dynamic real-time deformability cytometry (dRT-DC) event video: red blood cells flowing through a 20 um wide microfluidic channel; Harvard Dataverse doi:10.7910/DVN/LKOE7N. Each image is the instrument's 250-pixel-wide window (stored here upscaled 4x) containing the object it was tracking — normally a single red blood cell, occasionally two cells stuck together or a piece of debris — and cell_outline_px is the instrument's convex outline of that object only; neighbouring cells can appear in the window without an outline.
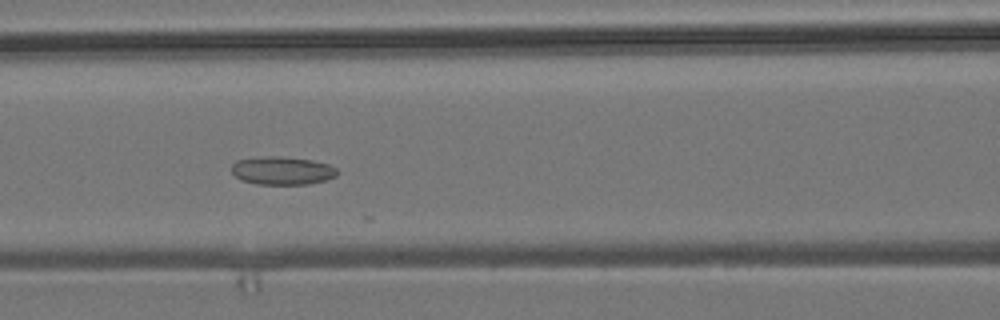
{"species": "common noctule bat (a hibernating species)", "species_latin": "Nyctalus noctula", "temperature_condition": "room temperature", "stored_images_in_passage": 17, "camera_frame_rate_fps": 3000, "um_per_image_px": 0.085, "animal": {"sex": "male", "body_mass_g": 19.2, "forearm_length_mm": 51.8}, "frame": {"image": 1, "passage_image": 12, "time_ms": 3.667, "image_size_px": [1000, 320], "cell_outline_px": [[336, 176], [324, 180], [308, 184], [256, 184], [240, 180], [232, 172], [232, 164], [236, 160], [260, 156], [280, 156], [312, 160], [328, 164], [336, 168]], "centroid_in_image_um": [23.95, 14.49], "position_along_channel_um": 142.7, "area_um2": 17.34}}
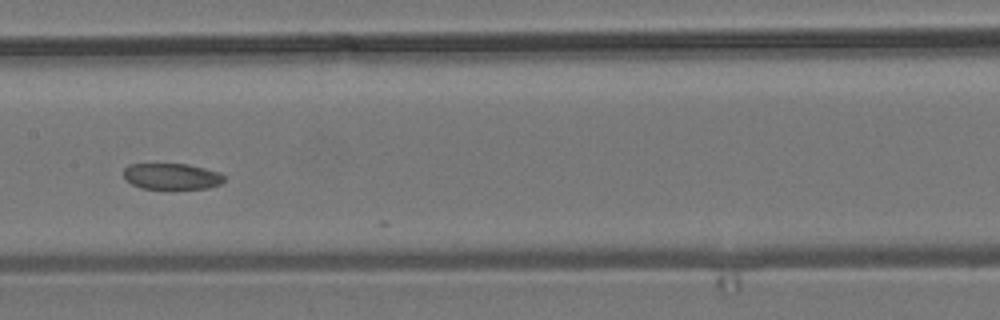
{"frame": {"image": 2, "passage_image": 16, "time_ms": 5.0, "image_size_px": [1000, 320], "cell_outline_px": [[224, 180], [220, 184], [208, 188], [140, 188], [124, 180], [124, 168], [128, 164], [188, 164], [220, 172], [224, 176]], "centroid_in_image_um": [14.57, 14.98], "position_along_channel_um": 192.8, "area_um2": 15.26}}